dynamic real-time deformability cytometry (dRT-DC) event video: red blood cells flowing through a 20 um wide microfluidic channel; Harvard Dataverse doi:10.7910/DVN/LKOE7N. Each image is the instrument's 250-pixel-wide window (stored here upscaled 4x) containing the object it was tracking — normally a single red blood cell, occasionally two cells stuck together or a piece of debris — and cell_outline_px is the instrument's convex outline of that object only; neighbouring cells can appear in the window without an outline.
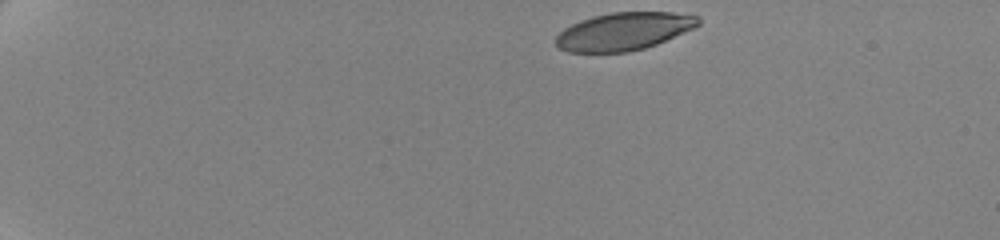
{"species": "human", "species_latin": "Homo sapiens", "temperature_condition": "cold", "stored_images_in_passage": 13, "camera_frame_rate_fps": 3000, "um_per_image_px": 0.085, "donor": {"sex": "female"}, "frame": {"image": 1, "passage_image": 1, "time_ms": 0.0, "image_size_px": [1000, 240], "cell_outline_px": [[700, 24], [692, 28], [656, 44], [644, 48], [628, 52], [568, 52], [560, 48], [556, 44], [556, 36], [564, 28], [580, 20], [592, 16], [612, 12], [672, 12], [700, 16]], "centroid_in_image_um": [53.0, 2.66], "position_along_channel_um": 32.0, "area_um2": 31.15}}
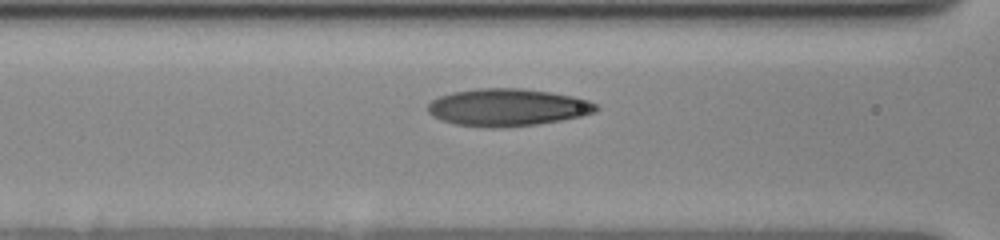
{"frame": {"image": 2, "passage_image": 10, "time_ms": 5.667, "image_size_px": [1000, 240], "cell_outline_px": [[600, 108], [596, 112], [580, 116], [560, 120], [536, 124], [500, 128], [488, 128], [456, 124], [440, 120], [432, 116], [428, 112], [428, 104], [432, 100], [440, 96], [452, 92], [480, 88], [520, 88], [548, 92], [572, 96], [588, 100], [596, 104]], "centroid_in_image_um": [43.12, 9.13], "position_along_channel_um": 123.5, "area_um2": 36.59}}
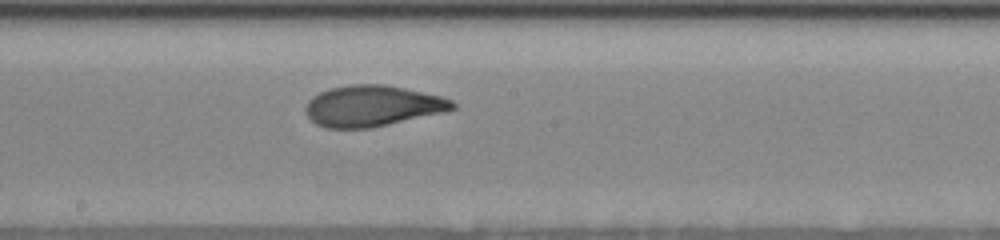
{"frame": {"image": 3, "passage_image": 13, "time_ms": 8.333, "image_size_px": [1000, 240], "cell_outline_px": [[456, 108], [444, 112], [372, 128], [324, 128], [316, 124], [304, 112], [304, 108], [308, 100], [312, 96], [328, 88], [348, 84], [384, 84], [444, 96], [452, 100], [456, 104]], "centroid_in_image_um": [31.64, 9.0], "position_along_channel_um": 216.6, "area_um2": 35.49}}